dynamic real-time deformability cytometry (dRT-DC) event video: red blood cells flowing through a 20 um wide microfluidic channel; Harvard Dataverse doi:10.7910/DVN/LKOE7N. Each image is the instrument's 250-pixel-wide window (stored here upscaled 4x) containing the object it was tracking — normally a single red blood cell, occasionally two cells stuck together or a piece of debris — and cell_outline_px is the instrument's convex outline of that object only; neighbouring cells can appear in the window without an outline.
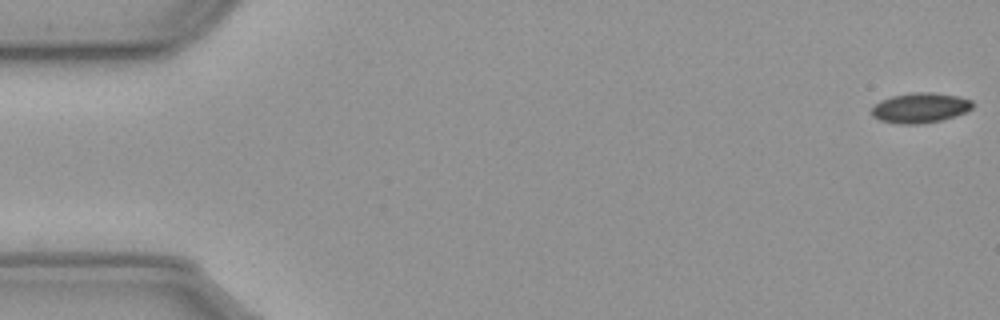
{"species": "common noctule bat (a hibernating species)", "species_latin": "Nyctalus noctula", "temperature_condition": "cold", "stored_images_in_passage": 51, "camera_frame_rate_fps": 3000, "um_per_image_px": 0.085, "animal": {"sex": "male", "body_mass_g": 23.1, "forearm_length_mm": 52.7}, "frame": {"image": 1, "passage_image": 1, "time_ms": 0.0, "image_size_px": [1000, 320], "cell_outline_px": [[972, 108], [964, 112], [940, 120], [916, 124], [904, 124], [880, 120], [872, 116], [872, 108], [880, 100], [892, 96], [920, 92], [928, 92], [956, 96], [972, 100]], "centroid_in_image_um": [78.18, 9.16], "position_along_channel_um": 6.8, "area_um2": 17.17}}
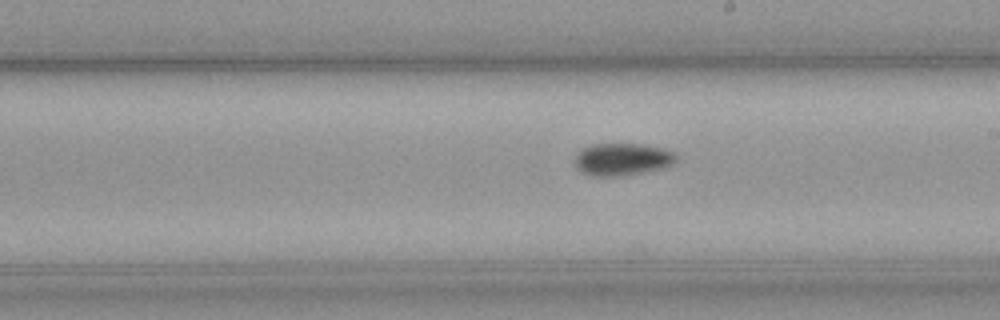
{"frame": {"image": 2, "passage_image": 32, "time_ms": 10.333, "image_size_px": [1000, 320], "cell_outline_px": [[676, 160], [672, 164], [660, 168], [612, 176], [596, 176], [580, 172], [576, 168], [576, 156], [584, 148], [592, 144], [640, 144], [660, 148], [672, 152], [676, 156]], "centroid_in_image_um": [52.85, 13.53], "position_along_channel_um": 236.2, "area_um2": 18.38}}
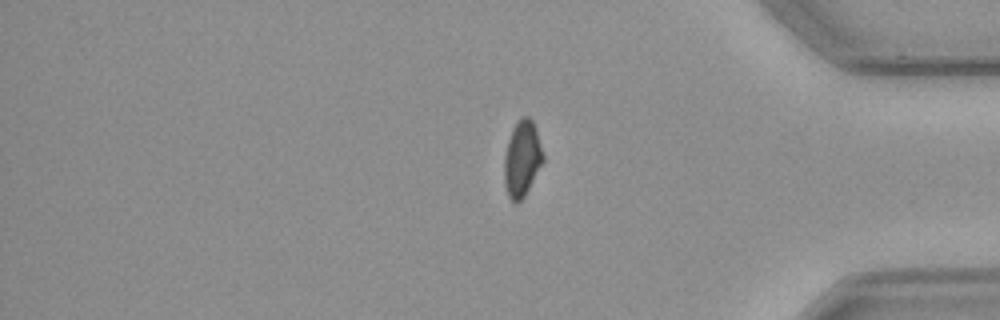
{"frame": {"image": 3, "passage_image": 47, "time_ms": 15.333, "image_size_px": [1000, 320], "cell_outline_px": [[544, 160], [524, 196], [516, 204], [508, 196], [504, 180], [504, 156], [508, 140], [516, 124], [524, 116], [528, 116], [532, 120], [536, 128], [544, 156]], "centroid_in_image_um": [44.38, 13.5], "position_along_channel_um": 390.8, "area_um2": 16.88}}